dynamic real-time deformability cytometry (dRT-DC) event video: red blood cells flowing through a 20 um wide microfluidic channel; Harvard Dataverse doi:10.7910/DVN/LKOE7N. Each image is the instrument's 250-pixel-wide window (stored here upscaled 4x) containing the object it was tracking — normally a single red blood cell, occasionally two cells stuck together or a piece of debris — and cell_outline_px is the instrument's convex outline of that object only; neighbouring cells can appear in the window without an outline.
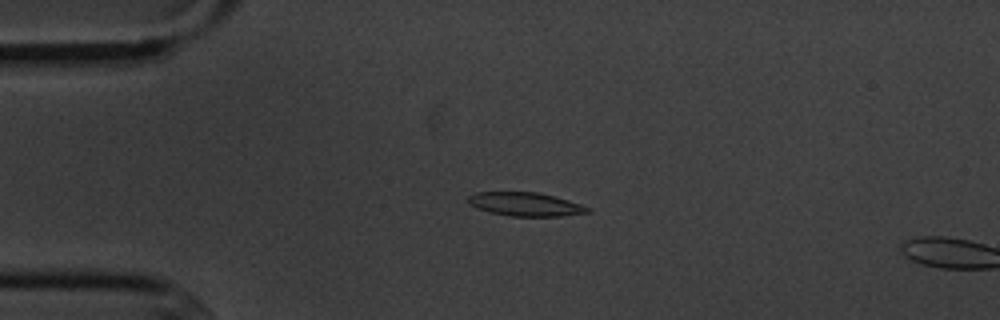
{"species": "common noctule bat (a hibernating species)", "species_latin": "Nyctalus noctula", "temperature_condition": "cold", "stored_images_in_passage": 2, "camera_frame_rate_fps": 3000, "um_per_image_px": 0.085, "animal": {"sex": "male", "body_mass_g": 20.1, "forearm_length_mm": 53.5}, "frame": {"image": 1, "passage_image": 1, "time_ms": 0.0, "image_size_px": [1000, 320], "cell_outline_px": [[592, 212], [560, 216], [512, 216], [492, 212], [468, 204], [468, 196], [476, 192], [536, 192], [568, 200], [592, 208]], "centroid_in_image_um": [44.7, 17.36], "position_along_channel_um": 40.3, "area_um2": 16.24}}